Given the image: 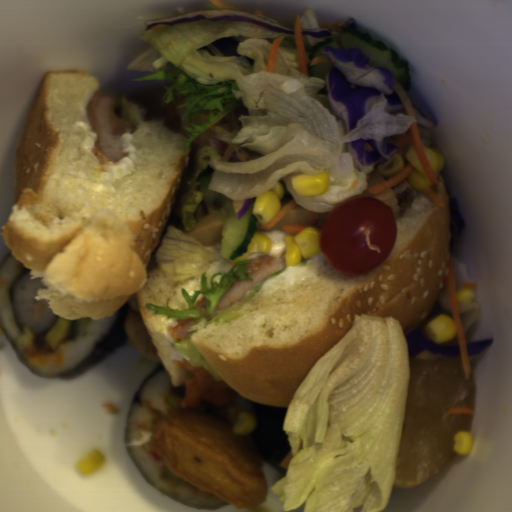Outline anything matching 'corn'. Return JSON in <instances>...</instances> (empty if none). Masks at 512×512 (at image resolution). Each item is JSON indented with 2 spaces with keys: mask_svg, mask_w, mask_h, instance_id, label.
Listing matches in <instances>:
<instances>
[{
  "mask_svg": "<svg viewBox=\"0 0 512 512\" xmlns=\"http://www.w3.org/2000/svg\"><path fill=\"white\" fill-rule=\"evenodd\" d=\"M408 164L411 165L412 170L407 179L416 192H424L426 187H433V183L428 178L423 165L419 159L414 143H412L405 153H397L392 158L380 165L378 171L383 176H397L401 173Z\"/></svg>",
  "mask_w": 512,
  "mask_h": 512,
  "instance_id": "51d56268",
  "label": "corn"
},
{
  "mask_svg": "<svg viewBox=\"0 0 512 512\" xmlns=\"http://www.w3.org/2000/svg\"><path fill=\"white\" fill-rule=\"evenodd\" d=\"M318 239L319 230L312 227L305 228L297 235L288 234L285 236V269L294 265H304L303 263L306 260L321 255Z\"/></svg>",
  "mask_w": 512,
  "mask_h": 512,
  "instance_id": "f1292c28",
  "label": "corn"
},
{
  "mask_svg": "<svg viewBox=\"0 0 512 512\" xmlns=\"http://www.w3.org/2000/svg\"><path fill=\"white\" fill-rule=\"evenodd\" d=\"M284 188L277 181L271 189L258 194L251 208L252 215L259 225L269 223L281 208Z\"/></svg>",
  "mask_w": 512,
  "mask_h": 512,
  "instance_id": "5cfa1b94",
  "label": "corn"
},
{
  "mask_svg": "<svg viewBox=\"0 0 512 512\" xmlns=\"http://www.w3.org/2000/svg\"><path fill=\"white\" fill-rule=\"evenodd\" d=\"M290 184L299 197L322 196L329 190V172L323 170L317 174H294L290 178Z\"/></svg>",
  "mask_w": 512,
  "mask_h": 512,
  "instance_id": "cfcad685",
  "label": "corn"
},
{
  "mask_svg": "<svg viewBox=\"0 0 512 512\" xmlns=\"http://www.w3.org/2000/svg\"><path fill=\"white\" fill-rule=\"evenodd\" d=\"M424 333L435 344H445L457 334L456 324L448 316L440 315L425 325Z\"/></svg>",
  "mask_w": 512,
  "mask_h": 512,
  "instance_id": "2b8c4276",
  "label": "corn"
},
{
  "mask_svg": "<svg viewBox=\"0 0 512 512\" xmlns=\"http://www.w3.org/2000/svg\"><path fill=\"white\" fill-rule=\"evenodd\" d=\"M272 244L269 235L255 233L247 246V251L238 258L228 261L233 266L237 261L256 259L258 256L268 255L271 252Z\"/></svg>",
  "mask_w": 512,
  "mask_h": 512,
  "instance_id": "79e197a2",
  "label": "corn"
},
{
  "mask_svg": "<svg viewBox=\"0 0 512 512\" xmlns=\"http://www.w3.org/2000/svg\"><path fill=\"white\" fill-rule=\"evenodd\" d=\"M105 456L98 449H90L74 464L75 470L82 477H89L103 464Z\"/></svg>",
  "mask_w": 512,
  "mask_h": 512,
  "instance_id": "30e3d8cc",
  "label": "corn"
},
{
  "mask_svg": "<svg viewBox=\"0 0 512 512\" xmlns=\"http://www.w3.org/2000/svg\"><path fill=\"white\" fill-rule=\"evenodd\" d=\"M257 421L250 412H242L236 417L235 425L232 430L234 436H247L255 430Z\"/></svg>",
  "mask_w": 512,
  "mask_h": 512,
  "instance_id": "6a14855c",
  "label": "corn"
},
{
  "mask_svg": "<svg viewBox=\"0 0 512 512\" xmlns=\"http://www.w3.org/2000/svg\"><path fill=\"white\" fill-rule=\"evenodd\" d=\"M472 445V435L466 430H459L452 436L453 451L461 456H468L472 452Z\"/></svg>",
  "mask_w": 512,
  "mask_h": 512,
  "instance_id": "42891da5",
  "label": "corn"
},
{
  "mask_svg": "<svg viewBox=\"0 0 512 512\" xmlns=\"http://www.w3.org/2000/svg\"><path fill=\"white\" fill-rule=\"evenodd\" d=\"M425 154L440 182L441 177V171L443 166L445 165L446 158L443 152H441L439 149H431L423 145Z\"/></svg>",
  "mask_w": 512,
  "mask_h": 512,
  "instance_id": "a0e27810",
  "label": "corn"
},
{
  "mask_svg": "<svg viewBox=\"0 0 512 512\" xmlns=\"http://www.w3.org/2000/svg\"><path fill=\"white\" fill-rule=\"evenodd\" d=\"M475 292L470 289H461L457 293V301L460 303V305L470 304L475 296Z\"/></svg>",
  "mask_w": 512,
  "mask_h": 512,
  "instance_id": "3270194a",
  "label": "corn"
}]
</instances>
